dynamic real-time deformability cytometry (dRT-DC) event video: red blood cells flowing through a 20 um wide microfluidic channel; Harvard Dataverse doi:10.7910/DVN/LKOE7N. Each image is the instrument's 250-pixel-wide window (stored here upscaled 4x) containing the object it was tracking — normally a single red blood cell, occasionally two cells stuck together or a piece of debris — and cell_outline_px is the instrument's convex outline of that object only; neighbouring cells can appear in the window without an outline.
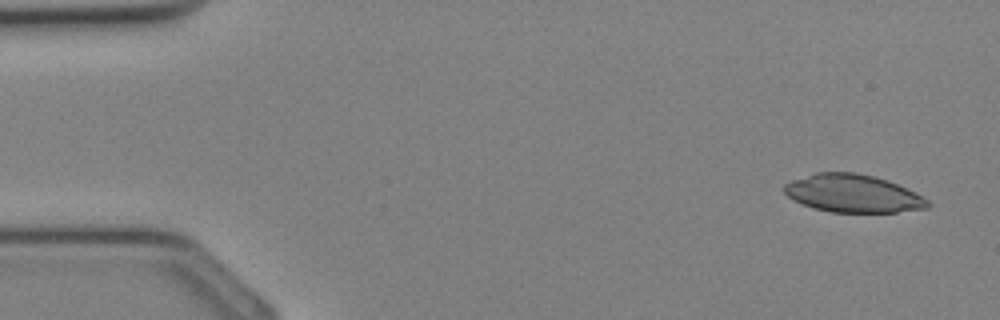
{"species": "Egyptian fruit bat (a non-hibernating species)", "species_latin": "Rousettus aegyptiacus", "temperature_condition": "cold", "stored_images_in_passage": 34, "camera_frame_rate_fps": 3000, "um_per_image_px": 0.085, "animal": {"sex": "female"}, "frame": {"image": 1, "passage_image": 2, "time_ms": 0.333, "image_size_px": [1000, 320], "cell_outline_px": [[932, 204], [928, 208], [896, 212], [832, 212], [816, 208], [792, 200], [784, 192], [784, 184], [792, 180], [816, 172], [856, 172], [888, 180], [916, 192], [928, 200]], "centroid_in_image_um": [72.52, 16.44], "position_along_channel_um": 12.5, "area_um2": 31.62}}
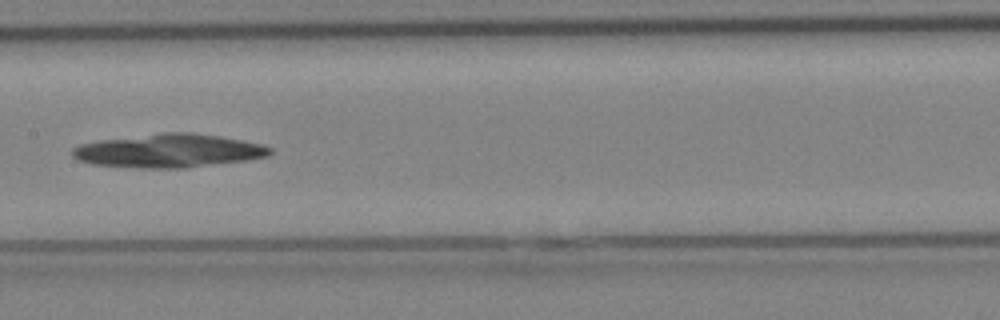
{"frame": {"image": 2, "passage_image": 17, "time_ms": 5.333, "image_size_px": [1000, 320], "cell_outline_px": [[272, 152], [268, 156], [248, 160], [184, 168], [140, 168], [92, 164], [76, 160], [72, 156], [72, 148], [80, 144], [100, 140], [160, 132], [192, 132], [220, 136], [260, 144], [272, 148]], "centroid_in_image_um": [14.31, 12.81], "position_along_channel_um": 193.1, "area_um2": 38.73}}
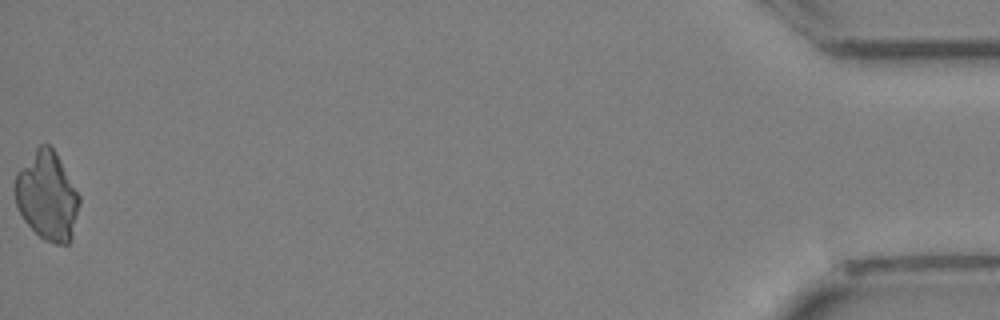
{"frame": {"image": 3, "passage_image": 34, "time_ms": 11.0, "image_size_px": [1000, 320], "cell_outline_px": [[80, 204], [72, 236], [68, 244], [56, 244], [44, 240], [24, 220], [16, 204], [16, 172], [36, 148], [40, 144], [48, 144], [56, 152], [80, 196]], "centroid_in_image_um": [4.03, 16.66], "position_along_channel_um": 431.2, "area_um2": 32.89}}